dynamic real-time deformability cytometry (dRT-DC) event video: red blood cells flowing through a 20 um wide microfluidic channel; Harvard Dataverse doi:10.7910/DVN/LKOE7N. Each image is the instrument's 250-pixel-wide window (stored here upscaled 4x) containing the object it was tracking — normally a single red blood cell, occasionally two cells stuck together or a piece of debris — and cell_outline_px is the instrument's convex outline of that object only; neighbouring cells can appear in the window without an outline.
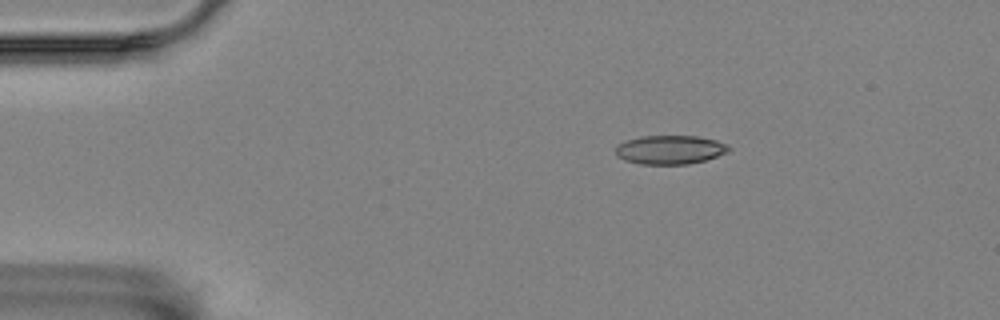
{"species": "Egyptian fruit bat (a non-hibernating species)", "species_latin": "Rousettus aegyptiacus", "temperature_condition": "room temperature", "stored_images_in_passage": 3, "camera_frame_rate_fps": 3000, "um_per_image_px": 0.085, "animal": {"sex": "female"}, "frame": {"image": 1, "passage_image": 1, "time_ms": 0.0, "image_size_px": [1000, 320], "cell_outline_px": [[732, 148], [728, 152], [704, 160], [688, 164], [640, 164], [624, 160], [616, 156], [616, 144], [640, 136], [696, 136], [716, 140], [728, 144]], "centroid_in_image_um": [56.95, 12.72], "position_along_channel_um": 28.1, "area_um2": 19.07}}
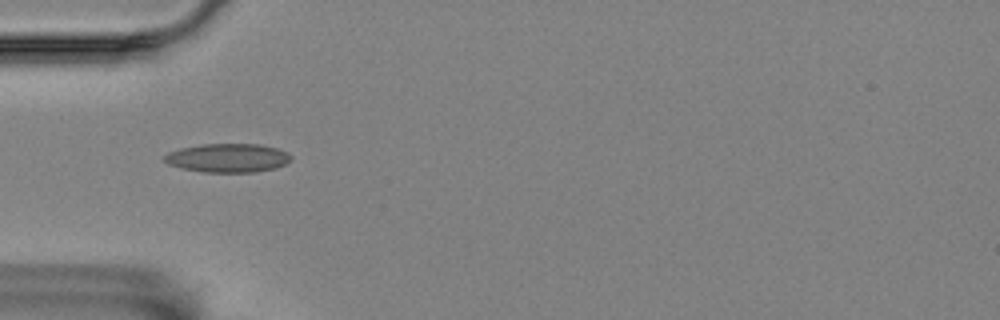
{"frame": {"image": 2, "passage_image": 3, "time_ms": 0.667, "image_size_px": [1000, 320], "cell_outline_px": [[292, 160], [276, 168], [256, 172], [204, 172], [180, 168], [168, 164], [164, 160], [164, 156], [168, 152], [180, 148], [200, 144], [260, 144], [276, 148], [288, 152], [292, 156]], "centroid_in_image_um": [19.37, 13.42], "position_along_channel_um": 65.6, "area_um2": 21.39}}